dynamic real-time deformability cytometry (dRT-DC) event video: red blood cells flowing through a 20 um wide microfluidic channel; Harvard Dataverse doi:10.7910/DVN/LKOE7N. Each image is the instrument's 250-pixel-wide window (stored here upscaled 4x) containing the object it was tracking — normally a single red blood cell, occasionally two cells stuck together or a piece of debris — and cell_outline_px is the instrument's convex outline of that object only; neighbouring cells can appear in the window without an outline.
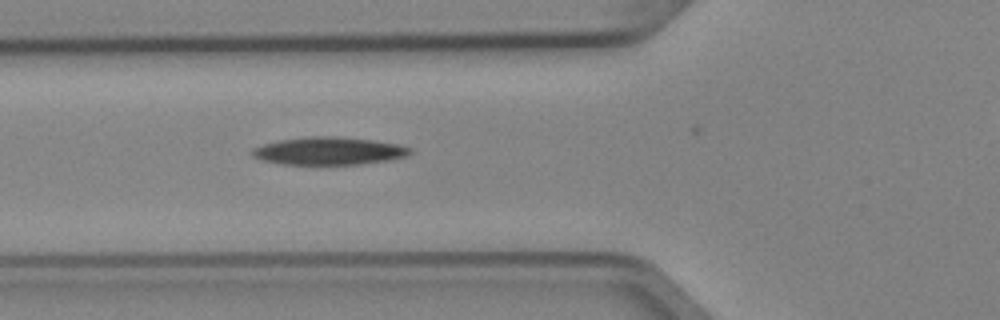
{"species": "Egyptian fruit bat (a non-hibernating species)", "species_latin": "Rousettus aegyptiacus", "temperature_condition": "cold", "stored_images_in_passage": 4, "camera_frame_rate_fps": 3000, "um_per_image_px": 0.085, "animal": {"sex": "female"}, "frame": {"image": 1, "passage_image": 3, "time_ms": 0.667, "image_size_px": [1000, 320], "cell_outline_px": [[412, 152], [408, 156], [388, 160], [360, 164], [280, 164], [260, 160], [252, 156], [252, 148], [264, 144], [280, 140], [312, 136], [336, 136], [372, 140], [396, 144], [412, 148]], "centroid_in_image_um": [27.94, 12.83], "position_along_channel_um": 97.9, "area_um2": 25.43}}